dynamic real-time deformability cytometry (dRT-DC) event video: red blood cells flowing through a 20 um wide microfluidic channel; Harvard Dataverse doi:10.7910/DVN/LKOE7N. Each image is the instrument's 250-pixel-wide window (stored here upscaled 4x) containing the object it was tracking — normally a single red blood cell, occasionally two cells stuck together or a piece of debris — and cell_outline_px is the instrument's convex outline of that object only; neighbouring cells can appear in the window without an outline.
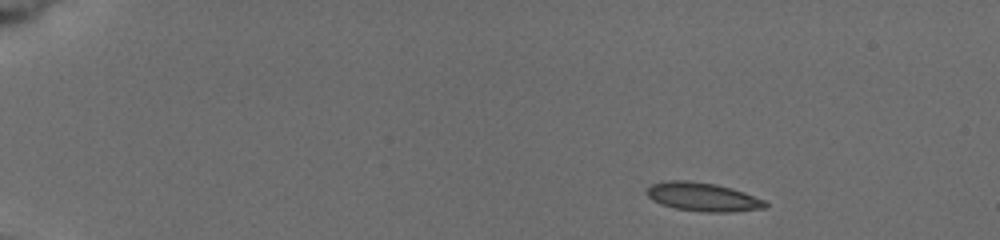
{"species": "common noctule bat (a hibernating species)", "species_latin": "Nyctalus noctula", "temperature_condition": "cold", "stored_images_in_passage": 9, "camera_frame_rate_fps": 3000, "um_per_image_px": 0.085, "animal": {"sex": "female", "body_mass_g": 19.5, "forearm_length_mm": 54.1}, "frame": {"image": 1, "passage_image": 1, "time_ms": 0.0, "image_size_px": [1000, 240], "cell_outline_px": [[768, 208], [732, 212], [704, 212], [676, 208], [660, 204], [652, 200], [648, 196], [648, 188], [652, 184], [668, 180], [684, 180], [716, 184], [732, 188], [744, 192], [764, 200], [768, 204]], "centroid_in_image_um": [59.78, 16.74], "position_along_channel_um": 25.2, "area_um2": 19.77}}
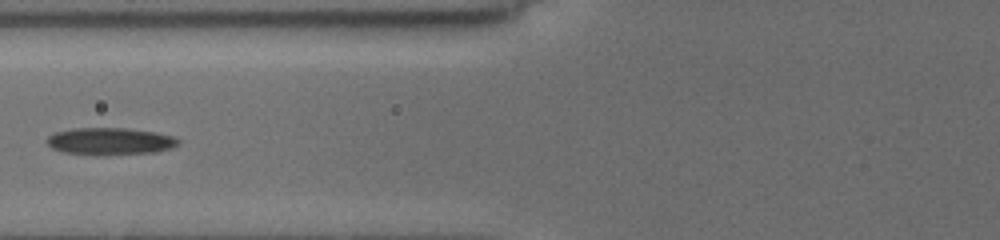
{"frame": {"image": 2, "passage_image": 7, "time_ms": 5.333, "image_size_px": [1000, 240], "cell_outline_px": [[180, 140], [172, 148], [156, 152], [96, 156], [64, 152], [52, 148], [44, 140], [48, 136], [56, 132], [72, 128], [124, 128], [156, 132], [172, 136]], "centroid_in_image_um": [9.32, 12.02], "position_along_channel_um": 116.5, "area_um2": 20.98}}
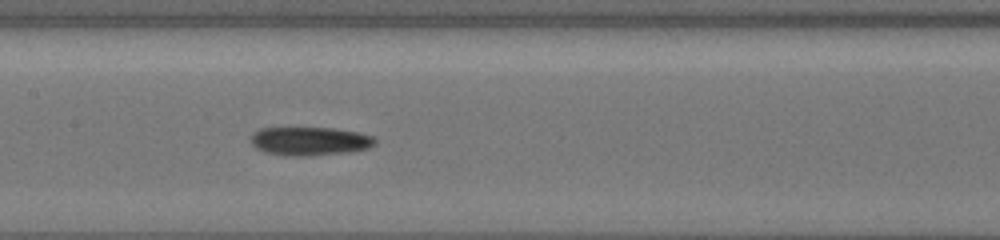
{"frame": {"image": 3, "passage_image": 9, "time_ms": 7.0, "image_size_px": [1000, 240], "cell_outline_px": [[376, 144], [368, 148], [352, 152], [312, 156], [284, 156], [264, 152], [256, 148], [252, 144], [252, 136], [260, 128], [336, 128], [360, 132], [372, 136], [376, 140]], "centroid_in_image_um": [26.38, 12.01], "position_along_channel_um": 181.0, "area_um2": 20.92}}